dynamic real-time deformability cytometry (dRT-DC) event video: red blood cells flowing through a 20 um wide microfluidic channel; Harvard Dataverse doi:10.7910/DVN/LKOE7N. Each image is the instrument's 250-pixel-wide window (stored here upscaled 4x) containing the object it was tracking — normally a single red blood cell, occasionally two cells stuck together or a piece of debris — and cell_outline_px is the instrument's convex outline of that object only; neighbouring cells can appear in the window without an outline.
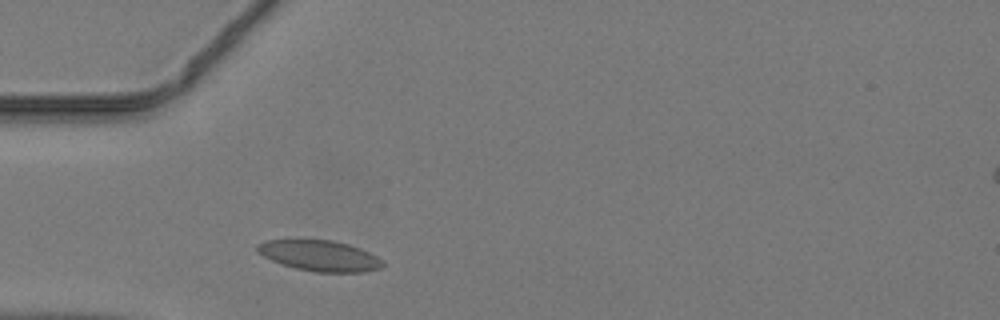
{"species": "common noctule bat (a hibernating species)", "species_latin": "Nyctalus noctula", "temperature_condition": "warm", "stored_images_in_passage": 34, "camera_frame_rate_fps": 3000, "um_per_image_px": 0.085, "animal": {"sex": "male", "body_mass_g": 19.2, "forearm_length_mm": 51.8}, "frame": {"image": 1, "passage_image": 1, "time_ms": 0.0, "image_size_px": [1000, 320], "cell_outline_px": [[384, 264], [380, 268], [364, 272], [316, 272], [296, 268], [280, 264], [256, 252], [256, 244], [268, 240], [296, 236], [300, 236], [332, 240], [348, 244], [360, 248], [384, 260]], "centroid_in_image_um": [27.1, 21.68], "position_along_channel_um": 57.9, "area_um2": 23.41}}
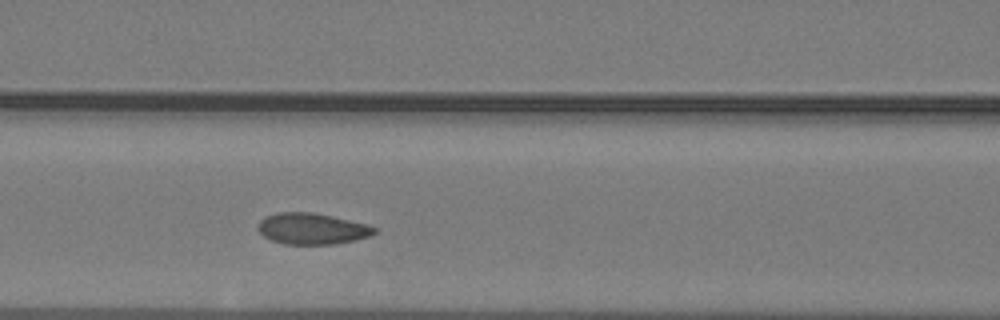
{"frame": {"image": 2, "passage_image": 7, "time_ms": 2.0, "image_size_px": [1000, 320], "cell_outline_px": [[376, 232], [372, 236], [356, 240], [336, 244], [284, 244], [272, 240], [264, 236], [256, 228], [256, 224], [264, 216], [280, 212], [312, 212], [332, 216], [368, 224], [376, 228]], "centroid_in_image_um": [26.52, 19.44], "position_along_channel_um": 140.1, "area_um2": 21.39}}
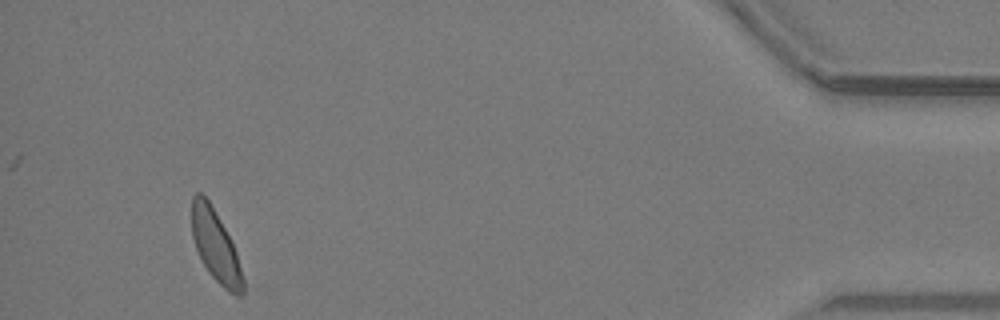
{"frame": {"image": 3, "passage_image": 31, "time_ms": 10.0, "image_size_px": [1000, 320], "cell_outline_px": [[244, 296], [236, 296], [228, 292], [208, 272], [196, 248], [192, 236], [192, 196], [196, 192], [200, 192], [208, 200], [224, 228], [236, 252], [244, 280]], "centroid_in_image_um": [18.33, 20.96], "position_along_channel_um": 416.9, "area_um2": 20.98}}